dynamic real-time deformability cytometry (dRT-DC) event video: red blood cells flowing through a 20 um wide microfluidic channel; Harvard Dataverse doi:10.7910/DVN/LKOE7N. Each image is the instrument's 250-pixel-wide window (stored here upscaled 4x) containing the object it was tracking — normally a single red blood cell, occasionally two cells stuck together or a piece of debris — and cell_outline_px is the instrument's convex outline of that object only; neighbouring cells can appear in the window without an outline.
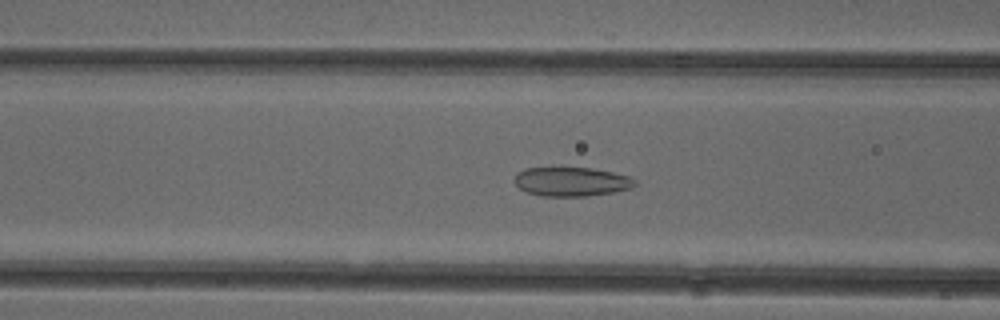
{"species": "common noctule bat (a hibernating species)", "species_latin": "Nyctalus noctula", "temperature_condition": "cold", "stored_images_in_passage": 41, "camera_frame_rate_fps": 3000, "um_per_image_px": 0.085, "animal": {"sex": "female"}, "frame": {"image": 1, "passage_image": 9, "time_ms": 2.667, "image_size_px": [1000, 320], "cell_outline_px": [[636, 184], [632, 188], [612, 192], [588, 196], [540, 196], [528, 192], [520, 188], [512, 180], [516, 172], [524, 168], [560, 164], [592, 168], [612, 172], [628, 176], [636, 180]], "centroid_in_image_um": [48.49, 15.38], "position_along_channel_um": 118.1, "area_um2": 21.44}}
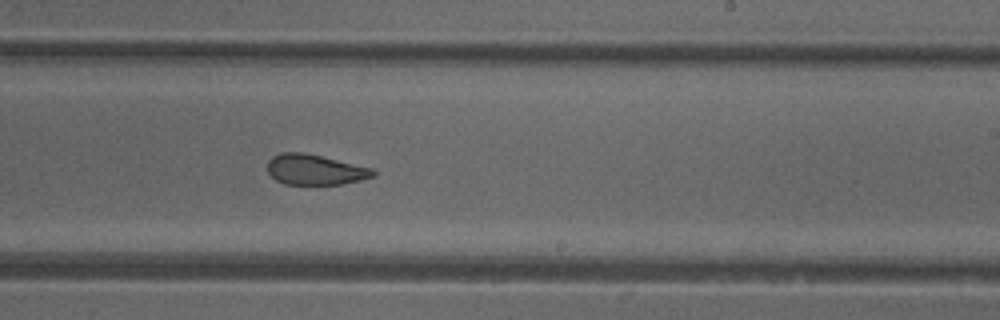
{"frame": {"image": 2, "passage_image": 20, "time_ms": 6.333, "image_size_px": [1000, 320], "cell_outline_px": [[376, 176], [360, 180], [340, 184], [284, 184], [276, 180], [268, 172], [268, 160], [272, 156], [280, 152], [304, 152], [372, 168], [376, 172]], "centroid_in_image_um": [26.76, 14.41], "position_along_channel_um": 262.2, "area_um2": 18.67}}
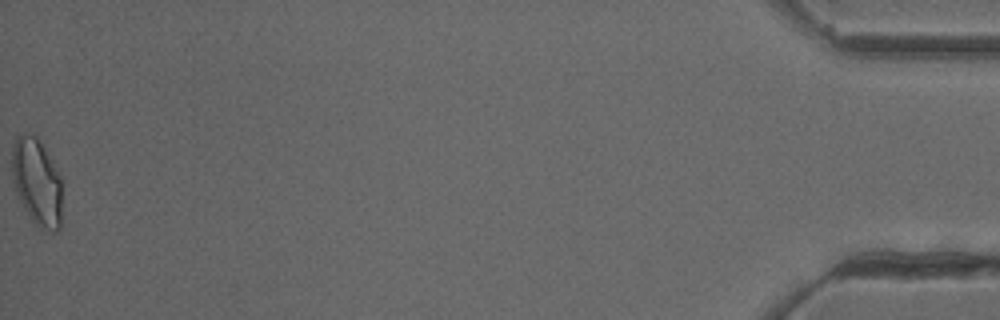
{"frame": {"image": 3, "passage_image": 41, "time_ms": 13.333, "image_size_px": [1000, 320], "cell_outline_px": [[60, 228], [52, 236], [40, 228], [32, 220], [24, 208], [16, 192], [12, 180], [12, 144], [16, 136], [24, 132], [36, 136], [60, 176]], "centroid_in_image_um": [3.1, 15.5], "position_along_channel_um": 432.1, "area_um2": 25.32}, "authors_computed_cell_mechanics": {"area_um2": 20.6924, "velocity_mm_per_s": 3.9268, "shape_relaxation_time_tau1_ms": null, "shape_relaxation_time_tau2_ms": 1.4547, "deformation_change_tau1": null, "deformation_change_tau2": 0.0803}}